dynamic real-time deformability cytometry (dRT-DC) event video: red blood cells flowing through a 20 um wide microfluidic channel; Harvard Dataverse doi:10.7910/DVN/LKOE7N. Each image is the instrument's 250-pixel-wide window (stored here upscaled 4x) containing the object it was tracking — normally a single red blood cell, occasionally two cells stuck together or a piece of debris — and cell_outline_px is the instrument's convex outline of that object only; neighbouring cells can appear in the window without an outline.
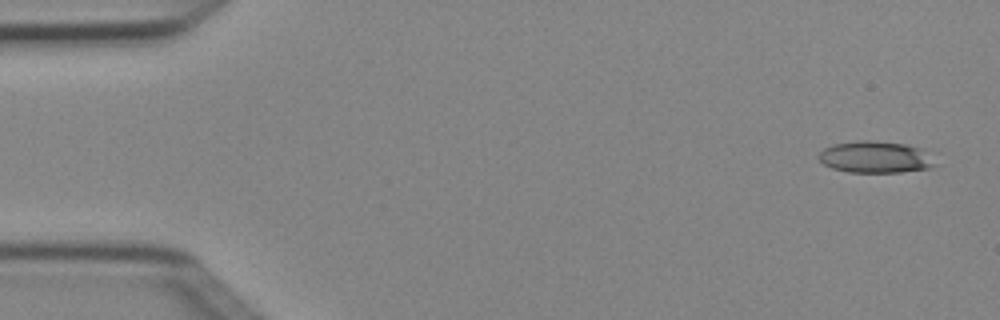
{"species": "Egyptian fruit bat (a non-hibernating species)", "species_latin": "Rousettus aegyptiacus", "temperature_condition": "cold", "stored_images_in_passage": 6, "camera_frame_rate_fps": 3000, "um_per_image_px": 0.085, "animal": {"sex": "female"}, "frame": {"image": 1, "passage_image": 1, "time_ms": 0.0, "image_size_px": [1000, 320], "cell_outline_px": [[936, 164], [932, 168], [900, 172], [848, 172], [832, 168], [824, 164], [816, 156], [824, 148], [832, 144], [860, 140], [876, 140], [904, 144], [920, 148]], "centroid_in_image_um": [74.35, 13.35], "position_along_channel_um": 10.7, "area_um2": 21.44}}
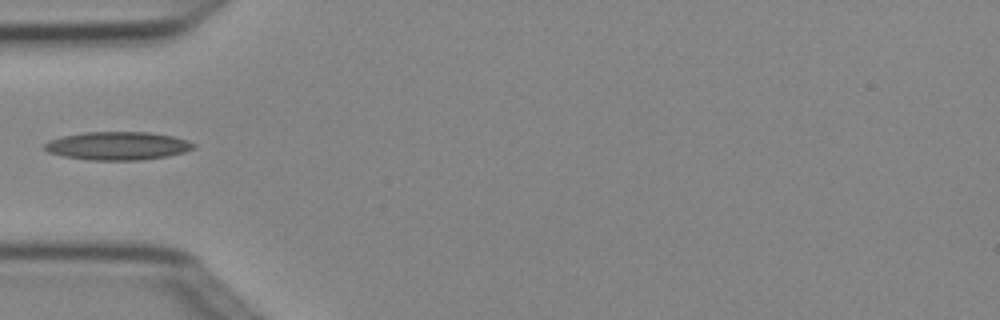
{"frame": {"image": 2, "passage_image": 5, "time_ms": 1.333, "image_size_px": [1000, 320], "cell_outline_px": [[196, 148], [184, 152], [168, 156], [144, 160], [88, 160], [64, 156], [48, 152], [44, 148], [44, 144], [48, 140], [64, 136], [84, 132], [148, 132], [172, 136], [188, 140], [196, 144]], "centroid_in_image_um": [10.03, 12.4], "position_along_channel_um": 75.0, "area_um2": 24.62}}
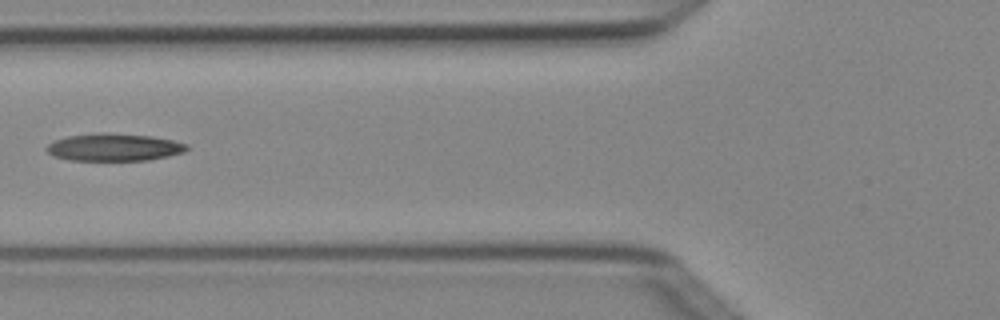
{"frame": {"image": 3, "passage_image": 6, "time_ms": 1.667, "image_size_px": [1000, 320], "cell_outline_px": [[188, 148], [184, 152], [168, 156], [148, 160], [72, 160], [52, 156], [44, 148], [48, 144], [56, 140], [68, 136], [96, 132], [108, 132], [152, 136], [172, 140], [188, 144]], "centroid_in_image_um": [9.68, 12.5], "position_along_channel_um": 116.1, "area_um2": 22.54}}